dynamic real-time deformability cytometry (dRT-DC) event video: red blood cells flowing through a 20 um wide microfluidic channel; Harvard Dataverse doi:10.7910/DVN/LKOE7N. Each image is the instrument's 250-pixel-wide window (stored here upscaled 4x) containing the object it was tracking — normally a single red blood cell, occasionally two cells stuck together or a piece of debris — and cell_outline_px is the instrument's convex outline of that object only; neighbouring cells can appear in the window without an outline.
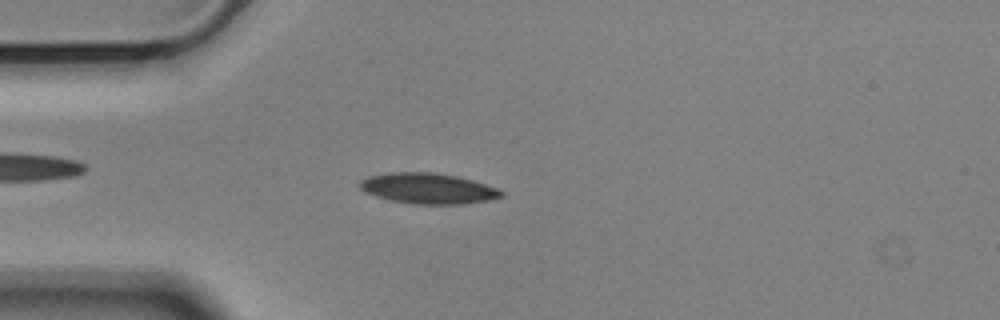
{"species": "Egyptian fruit bat (a non-hibernating species)", "species_latin": "Rousettus aegyptiacus", "temperature_condition": "cold", "stored_images_in_passage": 55, "camera_frame_rate_fps": 3000, "um_per_image_px": 0.085, "animal": {"sex": "male"}, "frame": {"image": 1, "passage_image": 14, "time_ms": 4.333, "image_size_px": [1000, 320], "cell_outline_px": [[504, 196], [488, 200], [464, 204], [416, 204], [392, 200], [376, 196], [364, 192], [356, 184], [360, 180], [368, 176], [392, 172], [432, 172], [456, 176], [472, 180], [496, 188], [504, 192]], "centroid_in_image_um": [36.35, 16.01], "position_along_channel_um": 48.7, "area_um2": 25.2}}
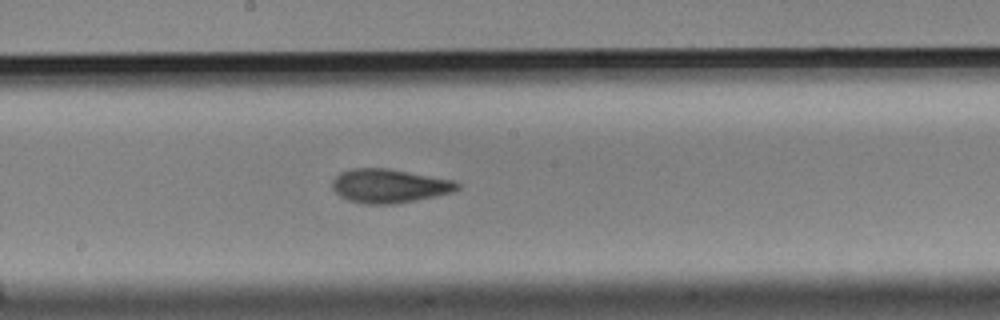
{"frame": {"image": 2, "passage_image": 29, "time_ms": 9.333, "image_size_px": [1000, 320], "cell_outline_px": [[460, 188], [452, 192], [436, 196], [396, 204], [364, 204], [348, 200], [340, 196], [332, 188], [332, 180], [340, 172], [352, 168], [392, 168], [456, 180], [460, 184]], "centroid_in_image_um": [33.11, 15.79], "position_along_channel_um": 215.1, "area_um2": 25.09}}
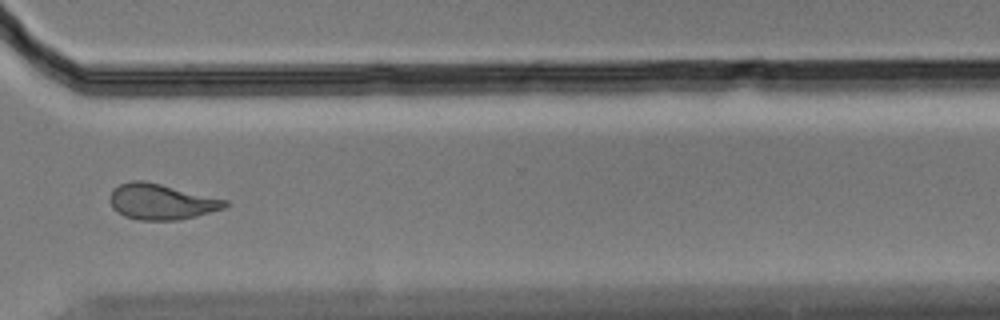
{"frame": {"image": 3, "passage_image": 41, "time_ms": 13.333, "image_size_px": [1000, 320], "cell_outline_px": [[228, 204], [224, 208], [196, 216], [176, 220], [140, 220], [124, 216], [112, 208], [108, 200], [112, 188], [120, 184], [132, 180], [144, 180], [228, 200]], "centroid_in_image_um": [13.66, 17.14], "position_along_channel_um": 356.9, "area_um2": 23.99}, "authors_computed_cell_mechanics": {"area_um2": 23.987, "velocity_mm_per_s": 3.5453, "shape_relaxation_time_tau1_ms": 4.5942, "shape_relaxation_time_tau2_ms": 2.181, "deformation_change_tau1": 0.1553, "deformation_change_tau2": 0.0859}}